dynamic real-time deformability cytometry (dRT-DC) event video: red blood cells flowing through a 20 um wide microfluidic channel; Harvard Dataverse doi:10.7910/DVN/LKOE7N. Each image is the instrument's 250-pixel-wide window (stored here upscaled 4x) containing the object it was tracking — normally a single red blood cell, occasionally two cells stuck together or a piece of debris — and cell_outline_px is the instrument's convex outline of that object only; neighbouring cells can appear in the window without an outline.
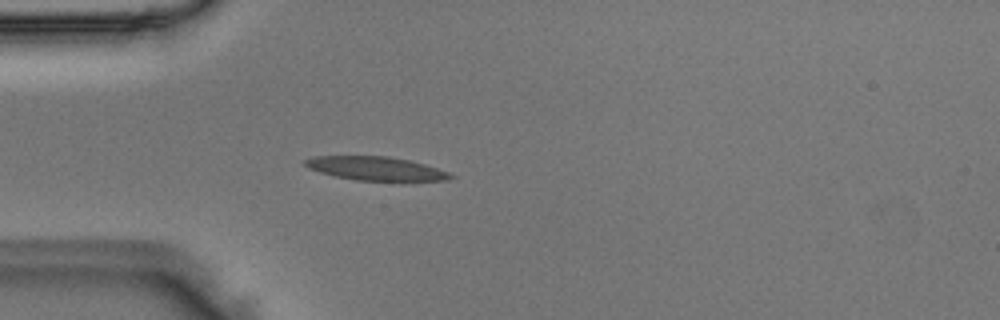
{"species": "Egyptian fruit bat (a non-hibernating species)", "species_latin": "Rousettus aegyptiacus", "temperature_condition": "room temperature", "stored_images_in_passage": 38, "camera_frame_rate_fps": 3000, "um_per_image_px": 0.085, "animal": {"sex": "male"}, "frame": {"image": 1, "passage_image": 1, "time_ms": 0.0, "image_size_px": [1000, 320], "cell_outline_px": [[456, 176], [444, 180], [356, 180], [336, 176], [320, 172], [308, 168], [304, 164], [304, 160], [316, 156], [388, 156], [408, 160], [424, 164], [448, 172]], "centroid_in_image_um": [31.91, 14.31], "position_along_channel_um": 53.1, "area_um2": 19.65}}
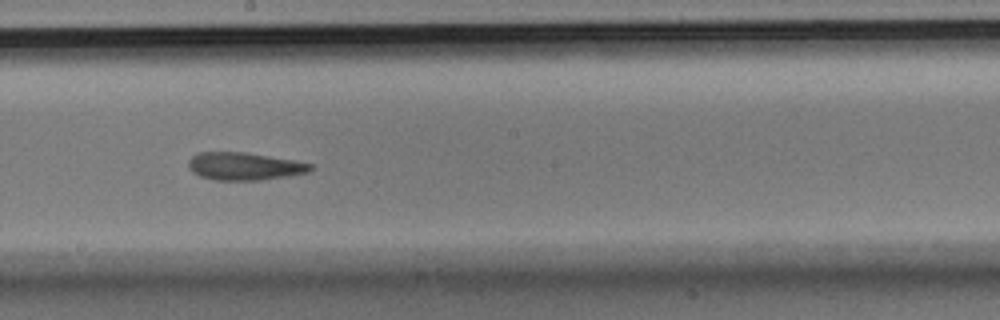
{"frame": {"image": 2, "passage_image": 15, "time_ms": 4.667, "image_size_px": [1000, 320], "cell_outline_px": [[312, 168], [308, 172], [288, 176], [260, 180], [212, 180], [200, 176], [192, 172], [188, 168], [188, 160], [192, 156], [200, 152], [244, 152], [296, 160], [312, 164]], "centroid_in_image_um": [20.75, 14.13], "position_along_channel_um": 227.5, "area_um2": 19.77}}
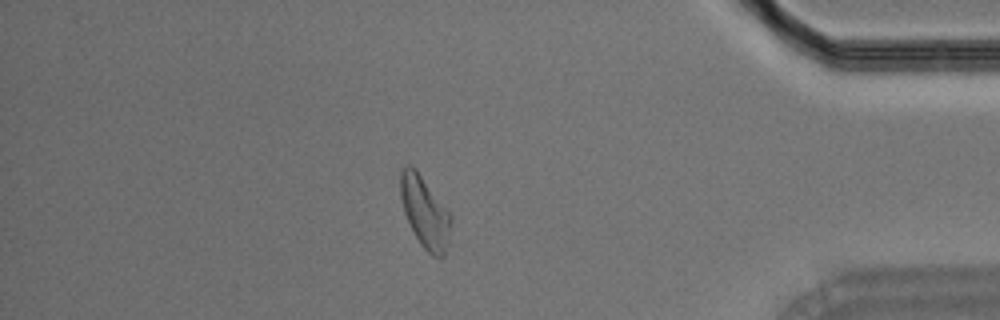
{"frame": {"image": 3, "passage_image": 31, "time_ms": 10.0, "image_size_px": [1000, 320], "cell_outline_px": [[452, 224], [448, 244], [444, 256], [432, 256], [420, 244], [404, 212], [400, 196], [400, 168], [404, 164], [408, 164], [416, 168], [452, 216]], "centroid_in_image_um": [36.11, 18.0], "position_along_channel_um": 399.1, "area_um2": 21.04}}